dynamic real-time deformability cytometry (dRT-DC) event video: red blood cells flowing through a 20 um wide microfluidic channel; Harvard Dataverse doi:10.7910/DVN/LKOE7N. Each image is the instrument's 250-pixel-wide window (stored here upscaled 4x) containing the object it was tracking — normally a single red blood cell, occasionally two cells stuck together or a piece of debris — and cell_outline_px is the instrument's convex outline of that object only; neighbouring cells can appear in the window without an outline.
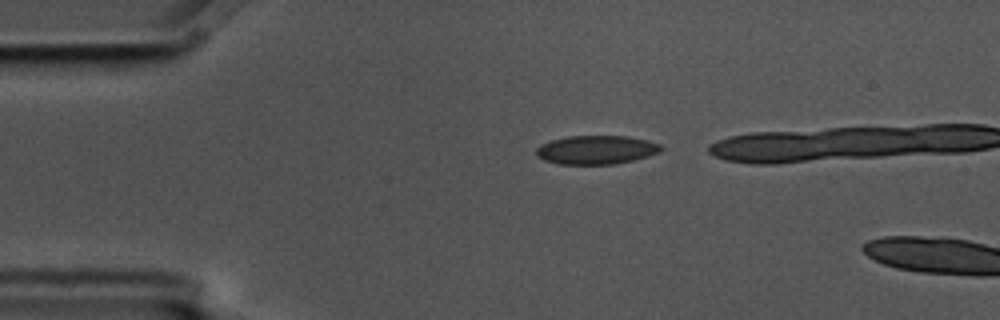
{"species": "common noctule bat (a hibernating species)", "species_latin": "Nyctalus noctula", "temperature_condition": "cold", "stored_images_in_passage": 2, "camera_frame_rate_fps": 3000, "um_per_image_px": 0.085, "animal": {"sex": "male", "body_mass_g": 17.5, "forearm_length_mm": 52.3}, "frame": {"image": 1, "passage_image": 1, "time_ms": 0.0, "image_size_px": [1000, 320], "cell_outline_px": [[664, 148], [660, 152], [648, 156], [616, 164], [560, 164], [544, 160], [536, 156], [536, 148], [540, 144], [552, 140], [568, 136], [628, 136], [648, 140], [660, 144]], "centroid_in_image_um": [50.69, 12.73], "position_along_channel_um": 34.3, "area_um2": 20.98}}